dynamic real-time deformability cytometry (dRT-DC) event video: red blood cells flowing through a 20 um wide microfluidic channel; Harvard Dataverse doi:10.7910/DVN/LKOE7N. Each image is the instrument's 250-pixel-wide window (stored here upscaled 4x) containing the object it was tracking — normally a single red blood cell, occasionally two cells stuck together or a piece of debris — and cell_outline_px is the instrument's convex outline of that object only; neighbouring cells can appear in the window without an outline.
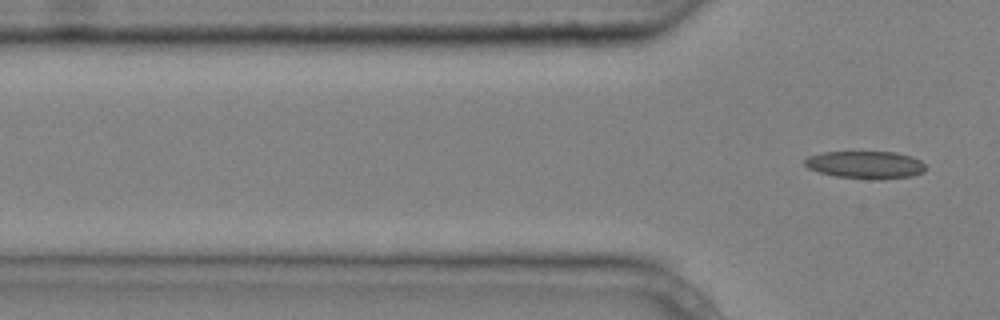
{"species": "common noctule bat (a hibernating species)", "species_latin": "Nyctalus noctula", "temperature_condition": "cold", "stored_images_in_passage": 5, "segment_of_instrument_passage": [2, 2], "camera_frame_rate_fps": 3000, "um_per_image_px": 0.085, "animal": {"sex": "male", "body_mass_g": 20.4}, "frame": {"image": 1, "passage_image": 5, "time_ms": 1.333, "image_size_px": [1000, 320], "cell_outline_px": [[924, 172], [912, 176], [836, 176], [820, 172], [808, 168], [804, 164], [804, 160], [808, 156], [820, 152], [896, 152], [912, 156], [920, 160], [924, 164]], "centroid_in_image_um": [73.52, 13.94], "position_along_channel_um": 52.3, "area_um2": 18.38}}